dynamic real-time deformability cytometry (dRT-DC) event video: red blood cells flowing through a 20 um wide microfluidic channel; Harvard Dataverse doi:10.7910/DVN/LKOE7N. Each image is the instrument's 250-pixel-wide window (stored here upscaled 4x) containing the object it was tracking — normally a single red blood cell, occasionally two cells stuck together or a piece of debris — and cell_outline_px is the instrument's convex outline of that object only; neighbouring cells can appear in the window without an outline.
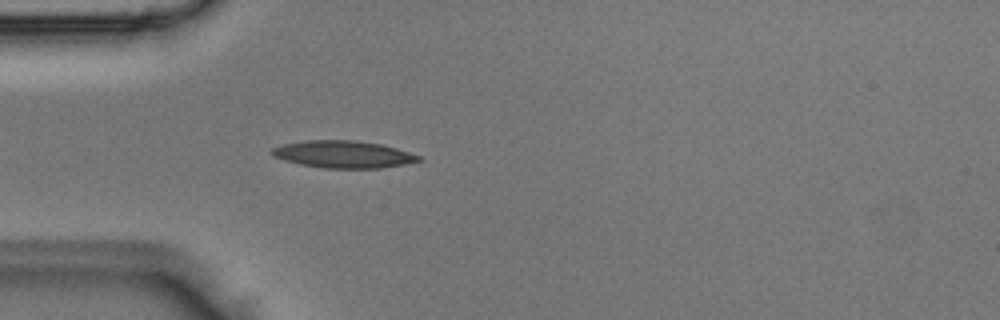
{"species": "Egyptian fruit bat (a non-hibernating species)", "species_latin": "Rousettus aegyptiacus", "temperature_condition": "room temperature", "stored_images_in_passage": 4, "camera_frame_rate_fps": 3000, "um_per_image_px": 0.085, "animal": {"sex": "male"}, "frame": {"image": 1, "passage_image": 4, "time_ms": 1.0, "image_size_px": [1000, 320], "cell_outline_px": [[424, 160], [404, 164], [380, 168], [324, 168], [300, 164], [284, 160], [272, 156], [268, 152], [272, 148], [284, 144], [304, 140], [356, 140], [380, 144], [396, 148], [420, 156]], "centroid_in_image_um": [29.15, 13.11], "position_along_channel_um": 55.9, "area_um2": 23.29}}